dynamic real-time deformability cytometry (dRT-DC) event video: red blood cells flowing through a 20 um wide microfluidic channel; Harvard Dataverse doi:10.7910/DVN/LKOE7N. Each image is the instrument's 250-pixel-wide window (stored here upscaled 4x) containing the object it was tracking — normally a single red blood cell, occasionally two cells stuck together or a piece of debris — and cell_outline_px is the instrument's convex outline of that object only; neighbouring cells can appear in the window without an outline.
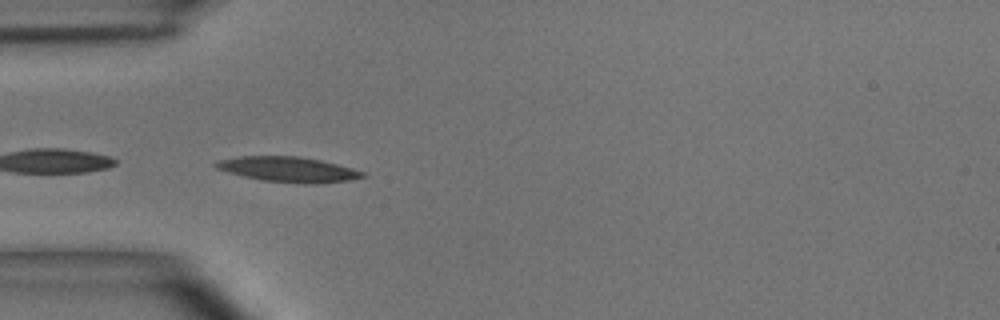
{"species": "common noctule bat (a hibernating species)", "species_latin": "Nyctalus noctula", "temperature_condition": "room temperature", "stored_images_in_passage": 23, "camera_frame_rate_fps": 3000, "um_per_image_px": 0.085, "animal": {"sex": "male", "body_mass_g": 15.6}, "frame": {"image": 1, "passage_image": 4, "time_ms": 1.0, "image_size_px": [1000, 320], "cell_outline_px": [[368, 176], [348, 180], [316, 184], [304, 184], [264, 180], [244, 176], [228, 172], [216, 168], [212, 164], [216, 160], [240, 156], [300, 156], [320, 160], [352, 168], [364, 172]], "centroid_in_image_um": [24.49, 14.39], "position_along_channel_um": 60.5, "area_um2": 21.5}}